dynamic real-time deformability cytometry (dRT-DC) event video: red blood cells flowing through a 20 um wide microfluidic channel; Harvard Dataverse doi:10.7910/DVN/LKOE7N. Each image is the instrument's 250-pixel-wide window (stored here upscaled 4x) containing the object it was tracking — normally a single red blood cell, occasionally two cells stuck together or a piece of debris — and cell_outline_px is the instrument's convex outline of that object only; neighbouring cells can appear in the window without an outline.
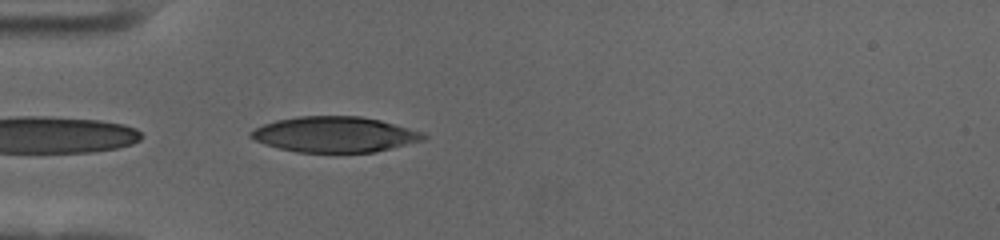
{"species": "human", "species_latin": "Homo sapiens", "temperature_condition": "cold", "stored_images_in_passage": 39, "camera_frame_rate_fps": 3000, "um_per_image_px": 0.085, "donor": {"sex": "female"}, "frame": {"image": 1, "passage_image": 1, "time_ms": 0.0, "image_size_px": [1000, 240], "cell_outline_px": [[428, 136], [424, 140], [376, 152], [296, 152], [264, 144], [248, 136], [248, 132], [264, 124], [276, 120], [300, 116], [360, 116], [380, 120], [424, 132]], "centroid_in_image_um": [28.46, 11.42], "position_along_channel_um": 56.5, "area_um2": 35.78}}
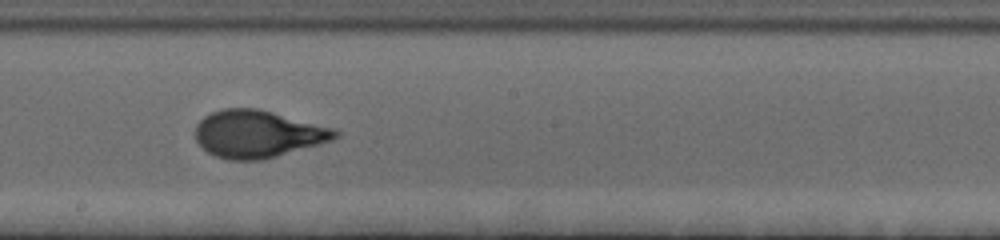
{"frame": {"image": 2, "passage_image": 16, "time_ms": 5.0, "image_size_px": [1000, 240], "cell_outline_px": [[340, 136], [332, 140], [264, 160], [228, 160], [216, 156], [208, 152], [196, 140], [196, 124], [204, 116], [212, 112], [224, 108], [256, 108], [272, 112], [332, 128], [340, 132]], "centroid_in_image_um": [21.89, 11.39], "position_along_channel_um": 226.3, "area_um2": 38.26}}
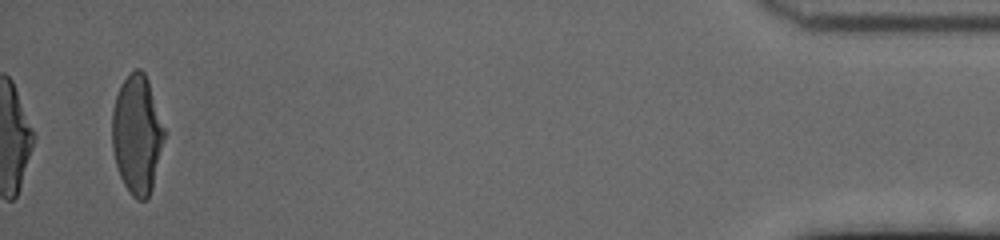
{"frame": {"image": 3, "passage_image": 39, "time_ms": 12.667, "image_size_px": [1000, 240], "cell_outline_px": [[164, 140], [152, 188], [148, 200], [136, 200], [132, 196], [124, 184], [120, 176], [116, 164], [112, 148], [112, 112], [116, 96], [120, 84], [136, 68], [140, 68], [144, 72], [148, 80], [164, 128]], "centroid_in_image_um": [11.64, 11.45], "position_along_channel_um": 423.6, "area_um2": 35.89}, "authors_computed_cell_mechanics": {"area_um2": 37.3388, "velocity_mm_per_s": 3.5413, "shape_relaxation_time_tau1_ms": 3.6795, "shape_relaxation_time_tau2_ms": null, "deformation_change_tau1": 0.1918, "deformation_change_tau2": null}}